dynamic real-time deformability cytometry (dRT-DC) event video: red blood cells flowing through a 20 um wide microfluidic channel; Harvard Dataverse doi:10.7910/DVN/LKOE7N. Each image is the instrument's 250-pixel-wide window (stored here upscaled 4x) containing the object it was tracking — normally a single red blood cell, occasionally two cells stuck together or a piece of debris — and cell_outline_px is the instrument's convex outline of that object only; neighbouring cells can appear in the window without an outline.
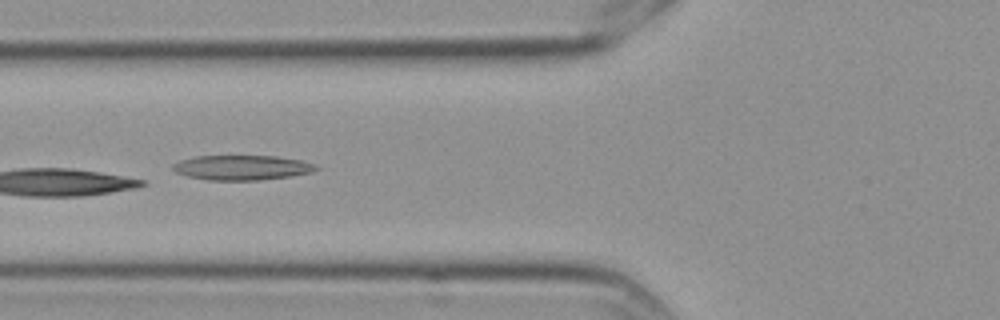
{"species": "Egyptian fruit bat (a non-hibernating species)", "species_latin": "Rousettus aegyptiacus", "temperature_condition": "cold", "stored_images_in_passage": 7, "camera_frame_rate_fps": 3000, "um_per_image_px": 0.085, "frame": {"image": 1, "passage_image": 7, "time_ms": 2.0, "image_size_px": [1000, 320], "cell_outline_px": [[320, 168], [312, 172], [288, 176], [256, 180], [208, 180], [188, 176], [176, 172], [172, 168], [172, 164], [180, 160], [196, 156], [276, 156], [300, 160], [312, 164]], "centroid_in_image_um": [20.52, 14.24], "position_along_channel_um": 105.3, "area_um2": 20.46}}